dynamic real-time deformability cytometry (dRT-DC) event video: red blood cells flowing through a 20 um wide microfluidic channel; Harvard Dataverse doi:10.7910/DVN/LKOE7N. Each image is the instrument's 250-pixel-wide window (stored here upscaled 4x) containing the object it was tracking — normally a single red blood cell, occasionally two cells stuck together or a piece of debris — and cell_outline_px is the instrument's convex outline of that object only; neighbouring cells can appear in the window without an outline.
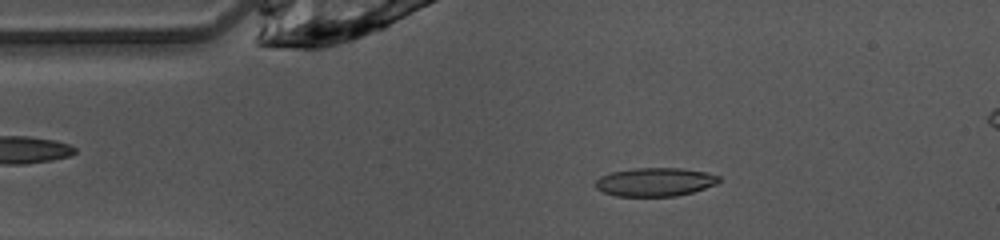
{"species": "common noctule bat (a hibernating species)", "species_latin": "Nyctalus noctula", "temperature_condition": "warm", "stored_images_in_passage": 36, "camera_frame_rate_fps": 3000, "um_per_image_px": 0.085, "animal": {"sex": "female", "body_mass_g": 10.0, "forearm_length_mm": 53.1}, "frame": {"image": 1, "passage_image": 2, "time_ms": 0.333, "image_size_px": [1000, 240], "cell_outline_px": [[720, 180], [716, 184], [692, 192], [676, 196], [616, 196], [604, 192], [596, 188], [596, 180], [600, 176], [612, 172], [632, 168], [680, 168], [704, 172], [720, 176]], "centroid_in_image_um": [55.66, 15.46], "position_along_channel_um": 29.3, "area_um2": 20.4}}
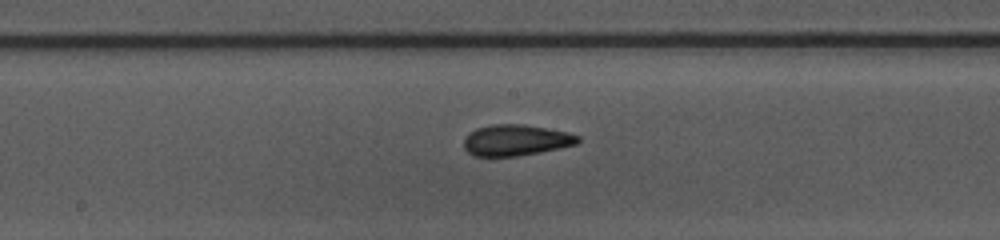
{"frame": {"image": 2, "passage_image": 17, "time_ms": 5.333, "image_size_px": [1000, 240], "cell_outline_px": [[580, 140], [576, 144], [516, 156], [476, 156], [468, 152], [464, 148], [464, 136], [476, 128], [492, 124], [524, 124], [568, 132], [580, 136]], "centroid_in_image_um": [43.81, 11.9], "position_along_channel_um": 204.4, "area_um2": 20.46}}
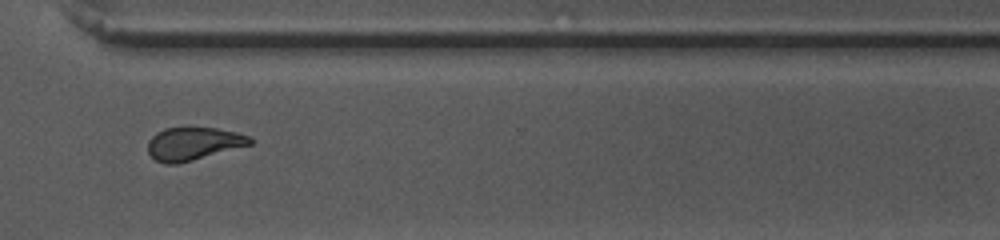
{"frame": {"image": 3, "passage_image": 28, "time_ms": 9.0, "image_size_px": [1000, 240], "cell_outline_px": [[252, 144], [192, 160], [176, 164], [164, 164], [156, 160], [148, 152], [148, 140], [156, 132], [164, 128], [216, 128], [236, 132], [248, 136], [252, 140]], "centroid_in_image_um": [16.4, 12.21], "position_along_channel_um": 354.2, "area_um2": 19.36}, "authors_computed_cell_mechanics": {"area_um2": 20.4612, "velocity_mm_per_s": 4.0988, "shape_relaxation_time_tau1_ms": 4.5373, "shape_relaxation_time_tau2_ms": 2.0548, "deformation_change_tau1": 0.167, "deformation_change_tau2": 0.0985}}